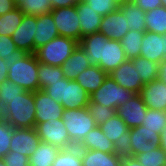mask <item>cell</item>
Returning <instances> with one entry per match:
<instances>
[{"label": "cell", "instance_id": "6da1fadb", "mask_svg": "<svg viewBox=\"0 0 166 166\" xmlns=\"http://www.w3.org/2000/svg\"><path fill=\"white\" fill-rule=\"evenodd\" d=\"M79 45L86 53L89 63L99 66L107 74L127 60L120 40L108 39L99 32L84 35Z\"/></svg>", "mask_w": 166, "mask_h": 166}, {"label": "cell", "instance_id": "7a4b0ae2", "mask_svg": "<svg viewBox=\"0 0 166 166\" xmlns=\"http://www.w3.org/2000/svg\"><path fill=\"white\" fill-rule=\"evenodd\" d=\"M50 97L62 104L64 109L85 108L90 102V94L75 80L63 78L61 81L49 83L44 88Z\"/></svg>", "mask_w": 166, "mask_h": 166}, {"label": "cell", "instance_id": "3957f363", "mask_svg": "<svg viewBox=\"0 0 166 166\" xmlns=\"http://www.w3.org/2000/svg\"><path fill=\"white\" fill-rule=\"evenodd\" d=\"M39 61L34 53H24L18 61L8 65L7 79L21 86L25 91L40 90L38 81Z\"/></svg>", "mask_w": 166, "mask_h": 166}, {"label": "cell", "instance_id": "277c9868", "mask_svg": "<svg viewBox=\"0 0 166 166\" xmlns=\"http://www.w3.org/2000/svg\"><path fill=\"white\" fill-rule=\"evenodd\" d=\"M10 110L6 120L14 128H35V100L34 92L24 91L8 104Z\"/></svg>", "mask_w": 166, "mask_h": 166}, {"label": "cell", "instance_id": "5b68a950", "mask_svg": "<svg viewBox=\"0 0 166 166\" xmlns=\"http://www.w3.org/2000/svg\"><path fill=\"white\" fill-rule=\"evenodd\" d=\"M78 45L74 39L58 36L37 48L34 54L41 63L61 67Z\"/></svg>", "mask_w": 166, "mask_h": 166}, {"label": "cell", "instance_id": "8992f818", "mask_svg": "<svg viewBox=\"0 0 166 166\" xmlns=\"http://www.w3.org/2000/svg\"><path fill=\"white\" fill-rule=\"evenodd\" d=\"M62 120L72 141V146H78L87 133L97 126L88 107L64 109Z\"/></svg>", "mask_w": 166, "mask_h": 166}, {"label": "cell", "instance_id": "52a82bcc", "mask_svg": "<svg viewBox=\"0 0 166 166\" xmlns=\"http://www.w3.org/2000/svg\"><path fill=\"white\" fill-rule=\"evenodd\" d=\"M134 94L132 91L120 86L108 75L103 84L90 94V102L117 109L128 102Z\"/></svg>", "mask_w": 166, "mask_h": 166}, {"label": "cell", "instance_id": "ba28073f", "mask_svg": "<svg viewBox=\"0 0 166 166\" xmlns=\"http://www.w3.org/2000/svg\"><path fill=\"white\" fill-rule=\"evenodd\" d=\"M99 127L104 135L113 142L115 154L121 157L132 156L130 128L121 117L114 114L105 123L99 125Z\"/></svg>", "mask_w": 166, "mask_h": 166}, {"label": "cell", "instance_id": "9c48e42d", "mask_svg": "<svg viewBox=\"0 0 166 166\" xmlns=\"http://www.w3.org/2000/svg\"><path fill=\"white\" fill-rule=\"evenodd\" d=\"M35 129L41 142L50 143L60 150L72 146V141L62 119L37 123Z\"/></svg>", "mask_w": 166, "mask_h": 166}, {"label": "cell", "instance_id": "30bf717a", "mask_svg": "<svg viewBox=\"0 0 166 166\" xmlns=\"http://www.w3.org/2000/svg\"><path fill=\"white\" fill-rule=\"evenodd\" d=\"M50 13L53 16L59 36L71 38L78 42L81 40V27L76 5L52 9Z\"/></svg>", "mask_w": 166, "mask_h": 166}, {"label": "cell", "instance_id": "8fae6325", "mask_svg": "<svg viewBox=\"0 0 166 166\" xmlns=\"http://www.w3.org/2000/svg\"><path fill=\"white\" fill-rule=\"evenodd\" d=\"M35 100V121L37 123L46 122L50 119H62L64 108L61 103L55 101L45 91L34 92Z\"/></svg>", "mask_w": 166, "mask_h": 166}, {"label": "cell", "instance_id": "7c38bea8", "mask_svg": "<svg viewBox=\"0 0 166 166\" xmlns=\"http://www.w3.org/2000/svg\"><path fill=\"white\" fill-rule=\"evenodd\" d=\"M37 15H26L11 36L18 50L34 53V34L36 32Z\"/></svg>", "mask_w": 166, "mask_h": 166}, {"label": "cell", "instance_id": "4fadbf2b", "mask_svg": "<svg viewBox=\"0 0 166 166\" xmlns=\"http://www.w3.org/2000/svg\"><path fill=\"white\" fill-rule=\"evenodd\" d=\"M41 142L35 128H14L10 142V151L26 155L28 158Z\"/></svg>", "mask_w": 166, "mask_h": 166}, {"label": "cell", "instance_id": "5bb4252c", "mask_svg": "<svg viewBox=\"0 0 166 166\" xmlns=\"http://www.w3.org/2000/svg\"><path fill=\"white\" fill-rule=\"evenodd\" d=\"M108 75H110L120 86L135 94H140L141 89L145 84L139 77L140 75L132 60H126Z\"/></svg>", "mask_w": 166, "mask_h": 166}, {"label": "cell", "instance_id": "9a60e30c", "mask_svg": "<svg viewBox=\"0 0 166 166\" xmlns=\"http://www.w3.org/2000/svg\"><path fill=\"white\" fill-rule=\"evenodd\" d=\"M147 109L141 95L134 94L128 102L116 109V114L124 120L129 128H134L142 124Z\"/></svg>", "mask_w": 166, "mask_h": 166}, {"label": "cell", "instance_id": "2e32d148", "mask_svg": "<svg viewBox=\"0 0 166 166\" xmlns=\"http://www.w3.org/2000/svg\"><path fill=\"white\" fill-rule=\"evenodd\" d=\"M140 56L156 63L166 59V33L160 35L145 31L142 38Z\"/></svg>", "mask_w": 166, "mask_h": 166}, {"label": "cell", "instance_id": "e0dca14e", "mask_svg": "<svg viewBox=\"0 0 166 166\" xmlns=\"http://www.w3.org/2000/svg\"><path fill=\"white\" fill-rule=\"evenodd\" d=\"M128 31L126 17L119 8L102 16L98 32L104 34L108 39L121 40Z\"/></svg>", "mask_w": 166, "mask_h": 166}, {"label": "cell", "instance_id": "ac0fdd59", "mask_svg": "<svg viewBox=\"0 0 166 166\" xmlns=\"http://www.w3.org/2000/svg\"><path fill=\"white\" fill-rule=\"evenodd\" d=\"M140 95L148 109L166 110V83L158 79L145 83Z\"/></svg>", "mask_w": 166, "mask_h": 166}, {"label": "cell", "instance_id": "d6986e66", "mask_svg": "<svg viewBox=\"0 0 166 166\" xmlns=\"http://www.w3.org/2000/svg\"><path fill=\"white\" fill-rule=\"evenodd\" d=\"M58 36L59 33L53 21L52 14L37 15L36 32L34 34V53L37 48L47 44Z\"/></svg>", "mask_w": 166, "mask_h": 166}, {"label": "cell", "instance_id": "ffe728a7", "mask_svg": "<svg viewBox=\"0 0 166 166\" xmlns=\"http://www.w3.org/2000/svg\"><path fill=\"white\" fill-rule=\"evenodd\" d=\"M90 66L91 64L89 63L86 53L80 45H78L71 53V56H69L61 65V69L65 78L68 80H75L79 74Z\"/></svg>", "mask_w": 166, "mask_h": 166}, {"label": "cell", "instance_id": "44dd1931", "mask_svg": "<svg viewBox=\"0 0 166 166\" xmlns=\"http://www.w3.org/2000/svg\"><path fill=\"white\" fill-rule=\"evenodd\" d=\"M76 10L79 15L81 38L84 35L99 31L102 22V16L100 14L95 12L86 2H78L76 4Z\"/></svg>", "mask_w": 166, "mask_h": 166}, {"label": "cell", "instance_id": "7402d4cb", "mask_svg": "<svg viewBox=\"0 0 166 166\" xmlns=\"http://www.w3.org/2000/svg\"><path fill=\"white\" fill-rule=\"evenodd\" d=\"M141 125L148 132V141L159 144L160 133L166 126V110L147 109L146 117Z\"/></svg>", "mask_w": 166, "mask_h": 166}, {"label": "cell", "instance_id": "603a6c76", "mask_svg": "<svg viewBox=\"0 0 166 166\" xmlns=\"http://www.w3.org/2000/svg\"><path fill=\"white\" fill-rule=\"evenodd\" d=\"M78 147L80 149L115 153L113 142L104 135L99 126H96L93 130L89 131Z\"/></svg>", "mask_w": 166, "mask_h": 166}, {"label": "cell", "instance_id": "cb8c5ba5", "mask_svg": "<svg viewBox=\"0 0 166 166\" xmlns=\"http://www.w3.org/2000/svg\"><path fill=\"white\" fill-rule=\"evenodd\" d=\"M82 166H120L121 156L100 150L81 149Z\"/></svg>", "mask_w": 166, "mask_h": 166}, {"label": "cell", "instance_id": "d4e9b609", "mask_svg": "<svg viewBox=\"0 0 166 166\" xmlns=\"http://www.w3.org/2000/svg\"><path fill=\"white\" fill-rule=\"evenodd\" d=\"M108 74L99 66L91 65L75 79L89 94L96 91L104 82Z\"/></svg>", "mask_w": 166, "mask_h": 166}, {"label": "cell", "instance_id": "484cf974", "mask_svg": "<svg viewBox=\"0 0 166 166\" xmlns=\"http://www.w3.org/2000/svg\"><path fill=\"white\" fill-rule=\"evenodd\" d=\"M119 9L122 11L123 15L126 17L127 26L131 31H146V16L145 11H143L135 2L128 1L123 2Z\"/></svg>", "mask_w": 166, "mask_h": 166}, {"label": "cell", "instance_id": "4316f807", "mask_svg": "<svg viewBox=\"0 0 166 166\" xmlns=\"http://www.w3.org/2000/svg\"><path fill=\"white\" fill-rule=\"evenodd\" d=\"M25 90L10 80L0 83V120L6 121L9 117L10 110L8 104Z\"/></svg>", "mask_w": 166, "mask_h": 166}, {"label": "cell", "instance_id": "83f0119b", "mask_svg": "<svg viewBox=\"0 0 166 166\" xmlns=\"http://www.w3.org/2000/svg\"><path fill=\"white\" fill-rule=\"evenodd\" d=\"M60 149L50 143L40 142L37 149L29 157V166H52Z\"/></svg>", "mask_w": 166, "mask_h": 166}, {"label": "cell", "instance_id": "f1b7e54d", "mask_svg": "<svg viewBox=\"0 0 166 166\" xmlns=\"http://www.w3.org/2000/svg\"><path fill=\"white\" fill-rule=\"evenodd\" d=\"M145 31L129 30L120 40L127 60H132L141 55L142 38Z\"/></svg>", "mask_w": 166, "mask_h": 166}, {"label": "cell", "instance_id": "f546056e", "mask_svg": "<svg viewBox=\"0 0 166 166\" xmlns=\"http://www.w3.org/2000/svg\"><path fill=\"white\" fill-rule=\"evenodd\" d=\"M135 158L141 166H166V152L155 142H151V148L136 154Z\"/></svg>", "mask_w": 166, "mask_h": 166}, {"label": "cell", "instance_id": "4dcf8cb0", "mask_svg": "<svg viewBox=\"0 0 166 166\" xmlns=\"http://www.w3.org/2000/svg\"><path fill=\"white\" fill-rule=\"evenodd\" d=\"M146 31L163 35L166 33V7L161 6L145 13Z\"/></svg>", "mask_w": 166, "mask_h": 166}, {"label": "cell", "instance_id": "1f68e13d", "mask_svg": "<svg viewBox=\"0 0 166 166\" xmlns=\"http://www.w3.org/2000/svg\"><path fill=\"white\" fill-rule=\"evenodd\" d=\"M132 62L138 74L140 75L139 77L144 83H149L153 80H157L159 63L148 60L147 58L141 56L132 59Z\"/></svg>", "mask_w": 166, "mask_h": 166}, {"label": "cell", "instance_id": "d6a6232c", "mask_svg": "<svg viewBox=\"0 0 166 166\" xmlns=\"http://www.w3.org/2000/svg\"><path fill=\"white\" fill-rule=\"evenodd\" d=\"M24 13L17 6L4 15H0V35L12 36L14 31L21 24Z\"/></svg>", "mask_w": 166, "mask_h": 166}, {"label": "cell", "instance_id": "836d02e7", "mask_svg": "<svg viewBox=\"0 0 166 166\" xmlns=\"http://www.w3.org/2000/svg\"><path fill=\"white\" fill-rule=\"evenodd\" d=\"M64 77L61 67L47 65L39 62L38 81L40 90L49 86V83L61 81Z\"/></svg>", "mask_w": 166, "mask_h": 166}, {"label": "cell", "instance_id": "e575fe53", "mask_svg": "<svg viewBox=\"0 0 166 166\" xmlns=\"http://www.w3.org/2000/svg\"><path fill=\"white\" fill-rule=\"evenodd\" d=\"M52 166H82L81 149L71 146L60 150Z\"/></svg>", "mask_w": 166, "mask_h": 166}, {"label": "cell", "instance_id": "d590c367", "mask_svg": "<svg viewBox=\"0 0 166 166\" xmlns=\"http://www.w3.org/2000/svg\"><path fill=\"white\" fill-rule=\"evenodd\" d=\"M130 144L132 145V156L151 148V142L148 141V132L144 130V126L130 128Z\"/></svg>", "mask_w": 166, "mask_h": 166}, {"label": "cell", "instance_id": "8d00e7d4", "mask_svg": "<svg viewBox=\"0 0 166 166\" xmlns=\"http://www.w3.org/2000/svg\"><path fill=\"white\" fill-rule=\"evenodd\" d=\"M23 54L24 52L17 49L10 36L0 35V57L4 59L8 65L18 61Z\"/></svg>", "mask_w": 166, "mask_h": 166}, {"label": "cell", "instance_id": "74e56055", "mask_svg": "<svg viewBox=\"0 0 166 166\" xmlns=\"http://www.w3.org/2000/svg\"><path fill=\"white\" fill-rule=\"evenodd\" d=\"M17 6L26 15L49 14L52 11L50 0H22Z\"/></svg>", "mask_w": 166, "mask_h": 166}, {"label": "cell", "instance_id": "f35d334b", "mask_svg": "<svg viewBox=\"0 0 166 166\" xmlns=\"http://www.w3.org/2000/svg\"><path fill=\"white\" fill-rule=\"evenodd\" d=\"M87 107L97 126L105 123L109 118L116 114V109L108 108L101 104H94L89 102Z\"/></svg>", "mask_w": 166, "mask_h": 166}, {"label": "cell", "instance_id": "ab89813d", "mask_svg": "<svg viewBox=\"0 0 166 166\" xmlns=\"http://www.w3.org/2000/svg\"><path fill=\"white\" fill-rule=\"evenodd\" d=\"M14 127L7 121L0 120V158L10 151V142Z\"/></svg>", "mask_w": 166, "mask_h": 166}, {"label": "cell", "instance_id": "60d3db41", "mask_svg": "<svg viewBox=\"0 0 166 166\" xmlns=\"http://www.w3.org/2000/svg\"><path fill=\"white\" fill-rule=\"evenodd\" d=\"M84 2L101 16H105L119 8L115 4V0H85Z\"/></svg>", "mask_w": 166, "mask_h": 166}, {"label": "cell", "instance_id": "b9f144b4", "mask_svg": "<svg viewBox=\"0 0 166 166\" xmlns=\"http://www.w3.org/2000/svg\"><path fill=\"white\" fill-rule=\"evenodd\" d=\"M6 166H29V158L26 155L9 151L4 157Z\"/></svg>", "mask_w": 166, "mask_h": 166}, {"label": "cell", "instance_id": "7bdbcfd3", "mask_svg": "<svg viewBox=\"0 0 166 166\" xmlns=\"http://www.w3.org/2000/svg\"><path fill=\"white\" fill-rule=\"evenodd\" d=\"M133 2L145 12L163 6L161 0H133Z\"/></svg>", "mask_w": 166, "mask_h": 166}, {"label": "cell", "instance_id": "ee69618b", "mask_svg": "<svg viewBox=\"0 0 166 166\" xmlns=\"http://www.w3.org/2000/svg\"><path fill=\"white\" fill-rule=\"evenodd\" d=\"M17 4L13 0H0V15L10 12Z\"/></svg>", "mask_w": 166, "mask_h": 166}, {"label": "cell", "instance_id": "f6af8a7d", "mask_svg": "<svg viewBox=\"0 0 166 166\" xmlns=\"http://www.w3.org/2000/svg\"><path fill=\"white\" fill-rule=\"evenodd\" d=\"M50 2L52 9L75 6L78 3L77 0H50Z\"/></svg>", "mask_w": 166, "mask_h": 166}, {"label": "cell", "instance_id": "bcb514c9", "mask_svg": "<svg viewBox=\"0 0 166 166\" xmlns=\"http://www.w3.org/2000/svg\"><path fill=\"white\" fill-rule=\"evenodd\" d=\"M8 76V64L0 57V83L7 80Z\"/></svg>", "mask_w": 166, "mask_h": 166}, {"label": "cell", "instance_id": "7dc6e473", "mask_svg": "<svg viewBox=\"0 0 166 166\" xmlns=\"http://www.w3.org/2000/svg\"><path fill=\"white\" fill-rule=\"evenodd\" d=\"M120 166H141V164L135 156H126L121 158Z\"/></svg>", "mask_w": 166, "mask_h": 166}, {"label": "cell", "instance_id": "c3c4849f", "mask_svg": "<svg viewBox=\"0 0 166 166\" xmlns=\"http://www.w3.org/2000/svg\"><path fill=\"white\" fill-rule=\"evenodd\" d=\"M159 72H158V80L166 83V59L162 60L159 63V68H158Z\"/></svg>", "mask_w": 166, "mask_h": 166}, {"label": "cell", "instance_id": "681fc988", "mask_svg": "<svg viewBox=\"0 0 166 166\" xmlns=\"http://www.w3.org/2000/svg\"><path fill=\"white\" fill-rule=\"evenodd\" d=\"M159 147L162 148L166 152V126L160 133Z\"/></svg>", "mask_w": 166, "mask_h": 166}, {"label": "cell", "instance_id": "f907efd6", "mask_svg": "<svg viewBox=\"0 0 166 166\" xmlns=\"http://www.w3.org/2000/svg\"><path fill=\"white\" fill-rule=\"evenodd\" d=\"M124 1L123 0H115V4L119 7Z\"/></svg>", "mask_w": 166, "mask_h": 166}, {"label": "cell", "instance_id": "816d5d0a", "mask_svg": "<svg viewBox=\"0 0 166 166\" xmlns=\"http://www.w3.org/2000/svg\"><path fill=\"white\" fill-rule=\"evenodd\" d=\"M0 166H6L5 161L3 160V158H0Z\"/></svg>", "mask_w": 166, "mask_h": 166}, {"label": "cell", "instance_id": "f5cc1de1", "mask_svg": "<svg viewBox=\"0 0 166 166\" xmlns=\"http://www.w3.org/2000/svg\"><path fill=\"white\" fill-rule=\"evenodd\" d=\"M161 2H162V5H163L164 7H166V0H161Z\"/></svg>", "mask_w": 166, "mask_h": 166}, {"label": "cell", "instance_id": "db71d44e", "mask_svg": "<svg viewBox=\"0 0 166 166\" xmlns=\"http://www.w3.org/2000/svg\"><path fill=\"white\" fill-rule=\"evenodd\" d=\"M17 5L22 1V0H13Z\"/></svg>", "mask_w": 166, "mask_h": 166}]
</instances>
